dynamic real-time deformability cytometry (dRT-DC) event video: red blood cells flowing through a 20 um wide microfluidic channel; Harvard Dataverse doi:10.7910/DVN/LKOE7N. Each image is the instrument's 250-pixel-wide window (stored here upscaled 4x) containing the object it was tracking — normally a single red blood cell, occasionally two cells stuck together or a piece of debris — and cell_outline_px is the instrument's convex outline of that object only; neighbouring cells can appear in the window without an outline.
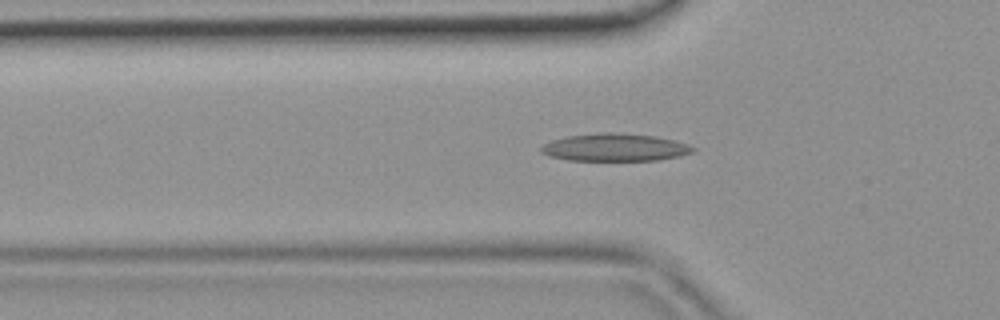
{"species": "common noctule bat (a hibernating species)", "species_latin": "Nyctalus noctula", "temperature_condition": "room temperature", "stored_images_in_passage": 34, "camera_frame_rate_fps": 3000, "um_per_image_px": 0.085, "animal": {"sex": "female", "body_mass_g": 19.9}, "frame": {"image": 1, "passage_image": 4, "time_ms": 1.0, "image_size_px": [1000, 320], "cell_outline_px": [[696, 148], [692, 152], [680, 156], [660, 160], [568, 160], [548, 156], [540, 152], [540, 148], [544, 144], [552, 140], [568, 136], [600, 132], [612, 132], [656, 136], [672, 140]], "centroid_in_image_um": [52.23, 12.53], "position_along_channel_um": 73.6, "area_um2": 24.28}}
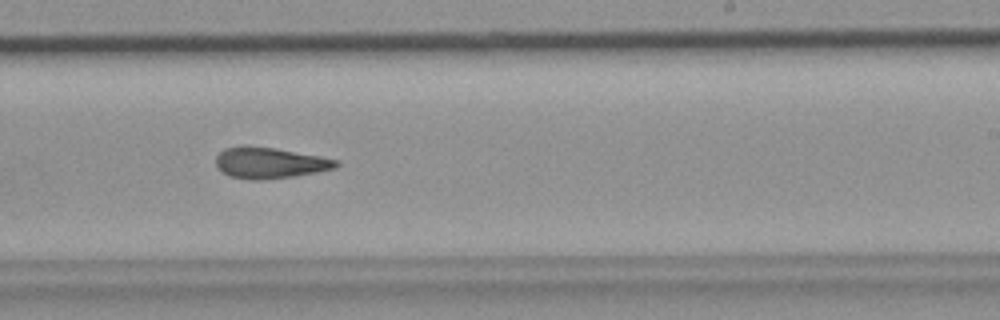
{"frame": {"image": 2, "passage_image": 17, "time_ms": 5.333, "image_size_px": [1000, 320], "cell_outline_px": [[340, 164], [336, 168], [316, 172], [292, 176], [260, 180], [252, 180], [228, 176], [216, 168], [216, 156], [224, 148], [276, 148], [320, 156], [340, 160]], "centroid_in_image_um": [22.96, 13.87], "position_along_channel_um": 266.0, "area_um2": 21.33}}
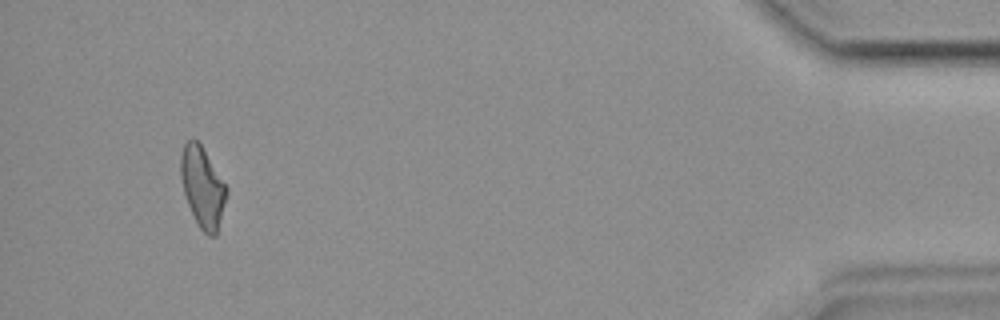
{"frame": {"image": 3, "passage_image": 32, "time_ms": 10.333, "image_size_px": [1000, 320], "cell_outline_px": [[228, 192], [216, 236], [208, 236], [200, 228], [188, 204], [184, 192], [180, 176], [180, 156], [184, 144], [188, 140], [196, 140], [200, 144], [228, 188]], "centroid_in_image_um": [17.22, 15.91], "position_along_channel_um": 418.0, "area_um2": 21.15}}